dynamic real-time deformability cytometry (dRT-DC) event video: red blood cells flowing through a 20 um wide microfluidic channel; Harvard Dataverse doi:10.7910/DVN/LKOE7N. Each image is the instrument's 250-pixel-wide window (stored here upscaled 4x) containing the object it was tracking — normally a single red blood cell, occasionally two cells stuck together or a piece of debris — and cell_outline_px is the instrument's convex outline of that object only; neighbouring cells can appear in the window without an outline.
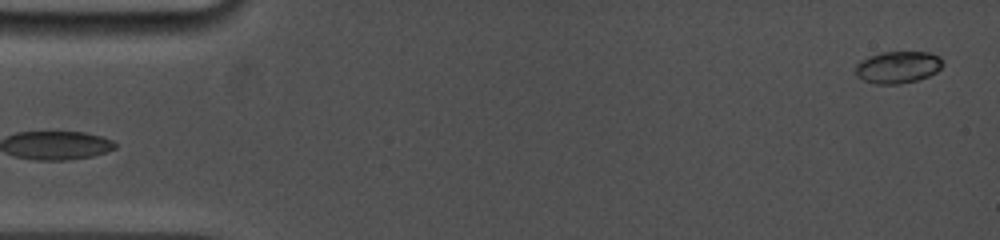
{"species": "common noctule bat (a hibernating species)", "species_latin": "Nyctalus noctula", "temperature_condition": "cold", "stored_images_in_passage": 7, "segment_of_instrument_passage": [2, 2], "camera_frame_rate_fps": 5000, "um_per_image_px": 0.085, "animal": {"sex": "female", "body_mass_g": 19.0, "forearm_length_mm": 53.3}, "frame": {"image": 1, "passage_image": 7, "time_ms": 3.4, "image_size_px": [1000, 240], "cell_outline_px": [[944, 64], [936, 72], [928, 76], [916, 80], [900, 84], [876, 84], [864, 80], [856, 76], [856, 64], [868, 56], [884, 52], [928, 52], [940, 56], [944, 60]], "centroid_in_image_um": [76.34, 5.7], "position_along_channel_um": 8.7, "area_um2": 16.3}}